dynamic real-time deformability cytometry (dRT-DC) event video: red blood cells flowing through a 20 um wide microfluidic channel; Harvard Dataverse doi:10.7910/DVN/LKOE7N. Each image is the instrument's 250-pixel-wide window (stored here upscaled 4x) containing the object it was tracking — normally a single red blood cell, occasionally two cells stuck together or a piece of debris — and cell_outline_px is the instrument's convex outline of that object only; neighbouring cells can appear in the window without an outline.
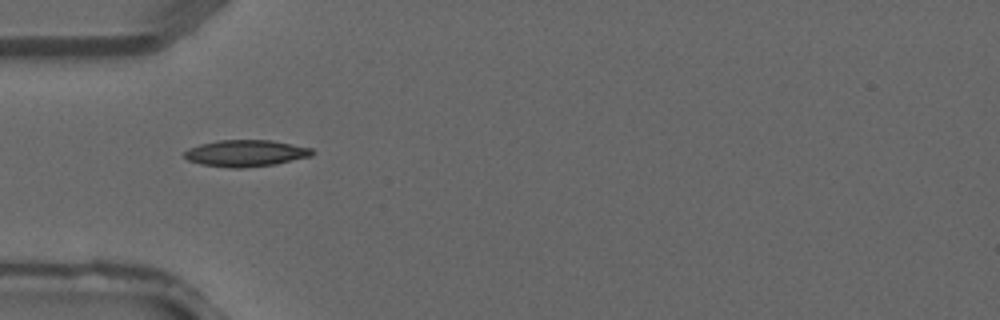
{"species": "common noctule bat (a hibernating species)", "species_latin": "Nyctalus noctula", "temperature_condition": "warm", "stored_images_in_passage": 3, "camera_frame_rate_fps": 3000, "um_per_image_px": 0.085, "animal": {"sex": "male", "forearm_length_mm": 52.5}, "frame": {"image": 1, "passage_image": 3, "time_ms": 0.667, "image_size_px": [1000, 320], "cell_outline_px": [[316, 152], [312, 156], [276, 164], [244, 168], [228, 168], [200, 164], [188, 160], [184, 156], [184, 152], [188, 148], [200, 144], [220, 140], [272, 140], [312, 148]], "centroid_in_image_um": [20.91, 13.03], "position_along_channel_um": 64.1, "area_um2": 20.0}}